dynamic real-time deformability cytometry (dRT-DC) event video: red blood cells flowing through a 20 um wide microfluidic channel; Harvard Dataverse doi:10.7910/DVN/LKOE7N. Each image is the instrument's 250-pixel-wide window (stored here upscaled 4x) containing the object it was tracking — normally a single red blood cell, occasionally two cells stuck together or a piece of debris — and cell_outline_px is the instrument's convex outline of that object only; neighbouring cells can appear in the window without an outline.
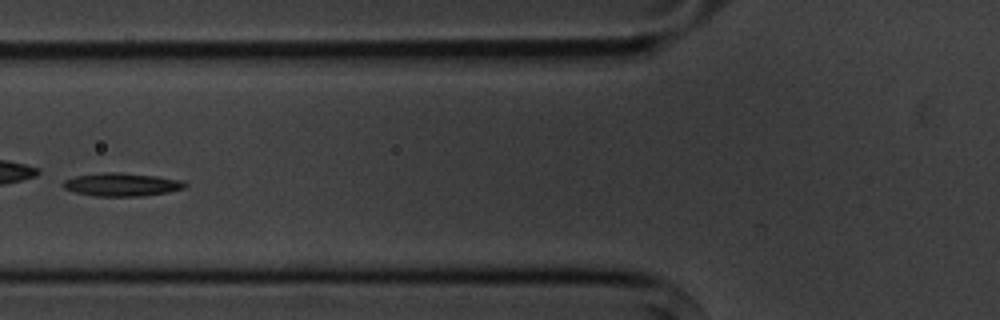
{"species": "common noctule bat (a hibernating species)", "species_latin": "Nyctalus noctula", "temperature_condition": "cold", "stored_images_in_passage": 13, "camera_frame_rate_fps": 3000, "um_per_image_px": 0.085, "animal": {"sex": "male", "body_mass_g": 20.1, "forearm_length_mm": 53.5}, "frame": {"image": 1, "passage_image": 6, "time_ms": 6.667, "image_size_px": [1000, 320], "cell_outline_px": [[188, 184], [184, 188], [168, 192], [144, 196], [96, 196], [76, 192], [64, 188], [60, 184], [64, 180], [76, 176], [108, 172], [116, 172], [156, 176], [184, 180]], "centroid_in_image_um": [10.38, 15.69], "position_along_channel_um": 115.4, "area_um2": 16.42}}
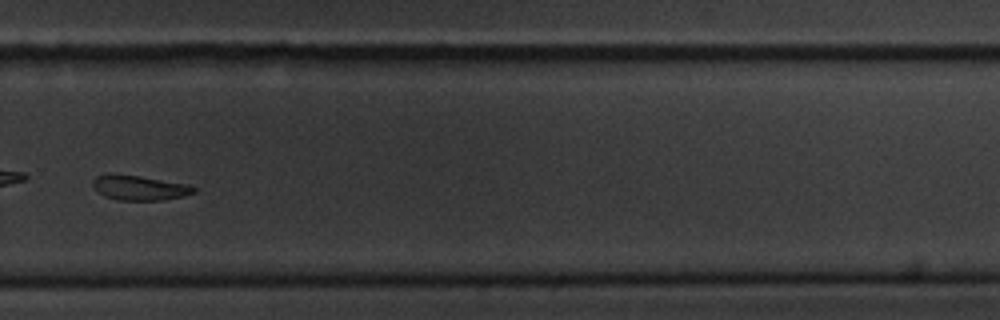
{"frame": {"image": 2, "passage_image": 11, "time_ms": 12.333, "image_size_px": [1000, 320], "cell_outline_px": [[196, 192], [184, 196], [160, 200], [120, 200], [104, 196], [96, 192], [92, 184], [92, 180], [96, 176], [140, 176], [188, 184], [196, 188]], "centroid_in_image_um": [11.89, 15.99], "position_along_channel_um": 317.9, "area_um2": 14.22}}
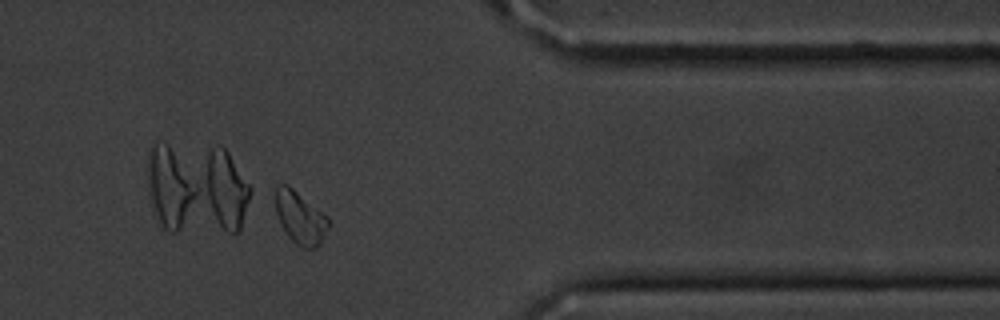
{"frame": {"image": 3, "passage_image": 13, "time_ms": 14.667, "image_size_px": [1000, 320], "cell_outline_px": [[332, 220], [320, 244], [316, 248], [304, 248], [296, 244], [288, 236], [280, 224], [276, 212], [276, 188], [280, 184], [288, 184], [328, 216]], "centroid_in_image_um": [25.55, 18.5], "position_along_channel_um": 385.9, "area_um2": 16.3}, "authors_computed_cell_mechanics": {"area_um2": 15.7794, "velocity_mm_per_s": 3.5653, "shape_relaxation_time_tau1_ms": 1.164, "shape_relaxation_time_tau2_ms": null, "deformation_change_tau1": 0.1649, "deformation_change_tau2": null}}